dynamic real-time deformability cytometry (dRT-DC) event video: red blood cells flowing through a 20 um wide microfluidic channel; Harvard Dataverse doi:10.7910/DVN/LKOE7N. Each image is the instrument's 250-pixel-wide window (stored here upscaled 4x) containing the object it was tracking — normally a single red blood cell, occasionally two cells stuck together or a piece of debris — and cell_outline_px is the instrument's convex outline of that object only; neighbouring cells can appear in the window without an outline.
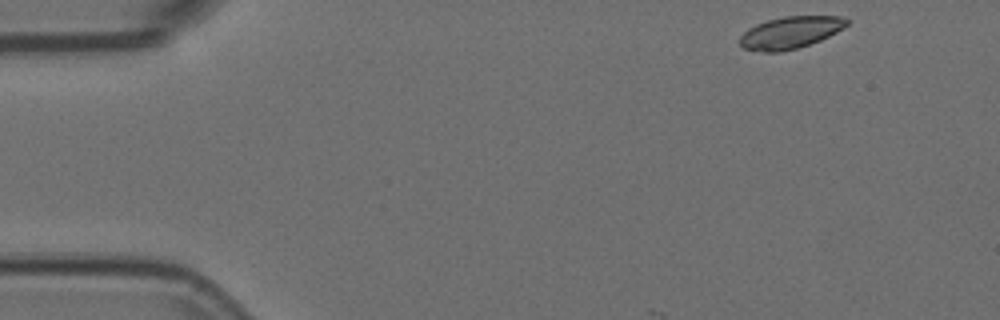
{"species": "Egyptian fruit bat (a non-hibernating species)", "species_latin": "Rousettus aegyptiacus", "temperature_condition": "room temperature", "stored_images_in_passage": 4, "camera_frame_rate_fps": 3000, "um_per_image_px": 0.085, "animal": {"sex": "female"}, "frame": {"image": 1, "passage_image": 1, "time_ms": 0.0, "image_size_px": [1000, 320], "cell_outline_px": [[848, 24], [836, 32], [820, 40], [796, 48], [780, 52], [764, 52], [744, 48], [740, 44], [740, 36], [748, 28], [756, 24], [768, 20], [784, 16], [844, 16], [848, 20]], "centroid_in_image_um": [67.17, 2.75], "position_along_channel_um": 17.8, "area_um2": 19.77}}
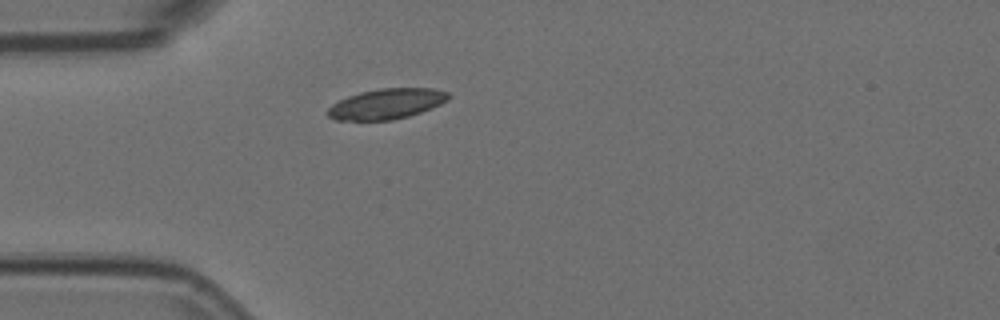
{"frame": {"image": 2, "passage_image": 4, "time_ms": 1.0, "image_size_px": [1000, 320], "cell_outline_px": [[452, 96], [448, 100], [440, 104], [420, 112], [408, 116], [392, 120], [336, 120], [328, 116], [324, 112], [332, 104], [348, 96], [360, 92], [380, 88], [432, 88], [448, 92]], "centroid_in_image_um": [32.84, 8.82], "position_along_channel_um": 52.2, "area_um2": 21.39}}